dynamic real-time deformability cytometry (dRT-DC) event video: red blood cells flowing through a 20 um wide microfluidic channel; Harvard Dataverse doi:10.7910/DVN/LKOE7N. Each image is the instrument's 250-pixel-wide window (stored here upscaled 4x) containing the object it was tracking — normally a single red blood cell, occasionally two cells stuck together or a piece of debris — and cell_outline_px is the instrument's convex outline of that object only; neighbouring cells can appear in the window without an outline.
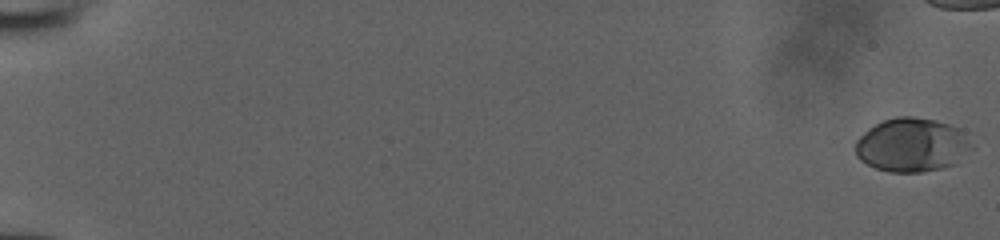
{"species": "human", "species_latin": "Homo sapiens", "temperature_condition": "room temperature", "stored_images_in_passage": 45, "camera_frame_rate_fps": 3000, "um_per_image_px": 0.085, "donor": {"sex": "male"}, "frame": {"image": 1, "passage_image": 1, "time_ms": 0.0, "image_size_px": [1000, 240], "cell_outline_px": [[976, 148], [956, 164], [940, 168], [920, 172], [888, 172], [876, 168], [860, 160], [856, 156], [856, 140], [868, 128], [884, 120], [896, 116], [912, 116], [936, 120], [960, 128]], "centroid_in_image_um": [77.56, 12.32], "position_along_channel_um": 7.4, "area_um2": 36.82}}
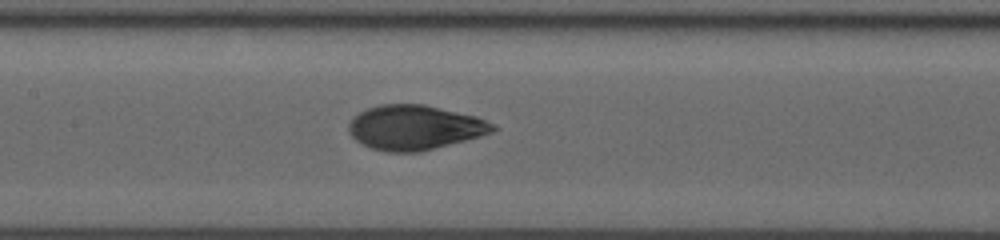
{"frame": {"image": 2, "passage_image": 29, "time_ms": 9.333, "image_size_px": [1000, 240], "cell_outline_px": [[500, 128], [492, 132], [480, 136], [420, 152], [384, 152], [372, 148], [356, 140], [348, 132], [348, 124], [360, 112], [368, 108], [380, 104], [424, 104], [476, 116], [496, 124]], "centroid_in_image_um": [35.28, 10.83], "position_along_channel_um": 172.1, "area_um2": 37.45}}
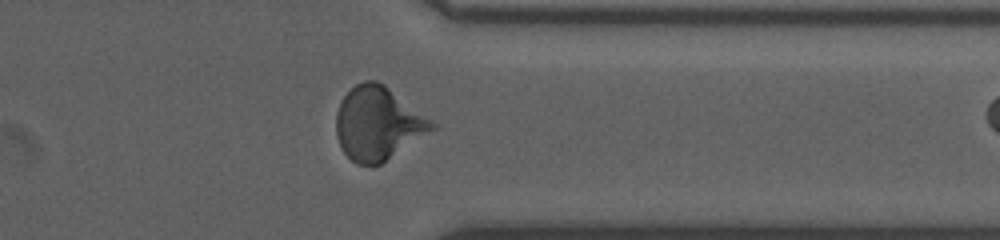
{"frame": {"image": 3, "passage_image": 44, "time_ms": 14.333, "image_size_px": [1000, 240], "cell_outline_px": [[436, 128], [380, 164], [356, 164], [344, 152], [336, 136], [336, 112], [344, 96], [356, 84], [364, 80], [376, 80], [384, 84], [436, 124]], "centroid_in_image_um": [32.1, 10.48], "position_along_channel_um": 379.3, "area_um2": 40.23}}